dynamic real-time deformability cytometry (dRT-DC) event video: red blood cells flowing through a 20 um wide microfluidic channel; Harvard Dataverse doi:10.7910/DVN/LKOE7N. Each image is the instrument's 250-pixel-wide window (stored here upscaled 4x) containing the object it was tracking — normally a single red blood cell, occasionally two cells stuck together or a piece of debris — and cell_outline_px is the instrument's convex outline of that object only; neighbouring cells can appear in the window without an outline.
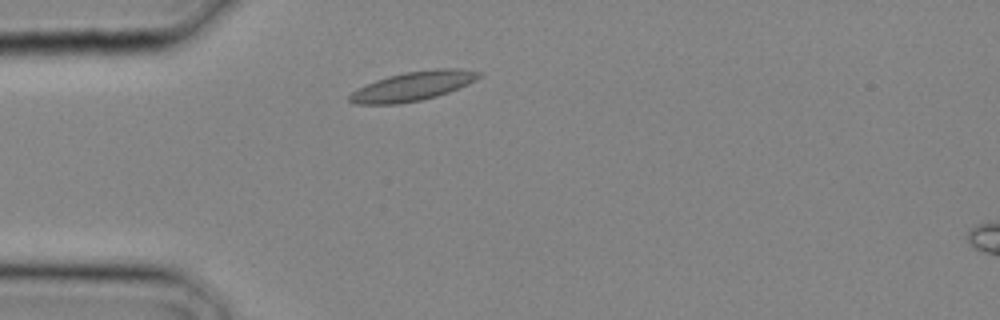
{"species": "common noctule bat (a hibernating species)", "species_latin": "Nyctalus noctula", "temperature_condition": "cold", "stored_images_in_passage": 16, "camera_frame_rate_fps": 3000, "um_per_image_px": 0.085, "animal": {"sex": "male", "body_mass_g": 20.4}, "frame": {"image": 1, "passage_image": 2, "time_ms": 0.333, "image_size_px": [1000, 320], "cell_outline_px": [[484, 76], [460, 88], [436, 96], [420, 100], [396, 104], [356, 104], [348, 100], [348, 96], [352, 92], [376, 80], [388, 76], [404, 72], [436, 68], [456, 68], [484, 72]], "centroid_in_image_um": [35.17, 7.3], "position_along_channel_um": 49.8, "area_um2": 22.02}}
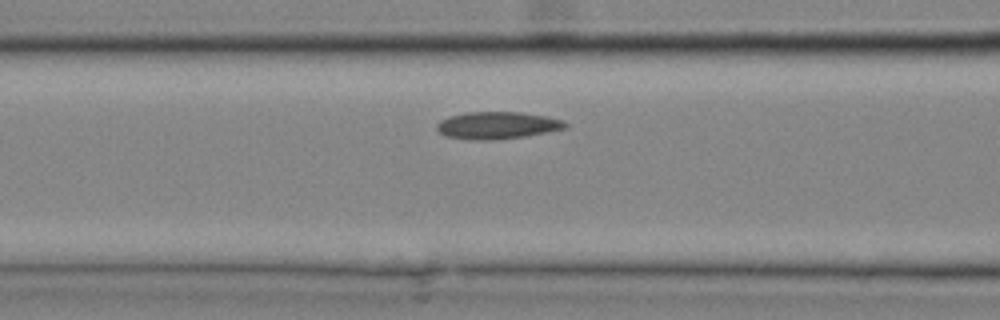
{"frame": {"image": 2, "passage_image": 6, "time_ms": 1.667, "image_size_px": [1000, 320], "cell_outline_px": [[568, 124], [564, 128], [524, 136], [496, 140], [472, 140], [444, 136], [436, 128], [436, 124], [440, 120], [448, 116], [464, 112], [520, 112], [548, 116], [560, 120]], "centroid_in_image_um": [42.19, 10.65], "position_along_channel_um": 124.4, "area_um2": 20.35}}
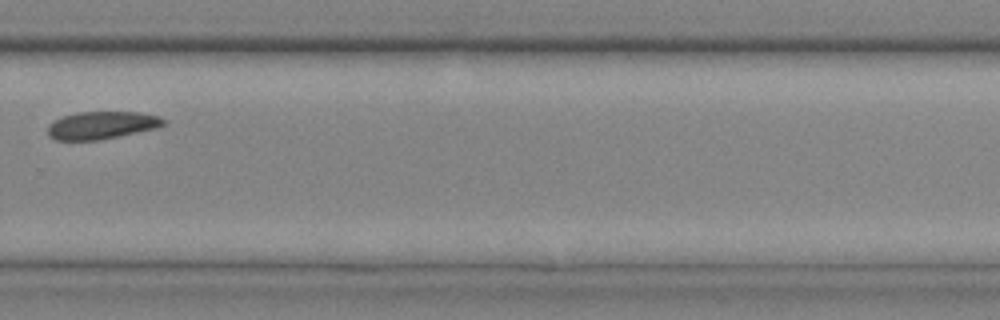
{"frame": {"image": 3, "passage_image": 15, "time_ms": 4.667, "image_size_px": [1000, 320], "cell_outline_px": [[164, 124], [156, 128], [100, 140], [52, 140], [48, 136], [48, 128], [56, 120], [64, 116], [76, 112], [140, 112], [160, 116], [164, 120]], "centroid_in_image_um": [8.64, 10.65], "position_along_channel_um": 321.2, "area_um2": 18.5}}